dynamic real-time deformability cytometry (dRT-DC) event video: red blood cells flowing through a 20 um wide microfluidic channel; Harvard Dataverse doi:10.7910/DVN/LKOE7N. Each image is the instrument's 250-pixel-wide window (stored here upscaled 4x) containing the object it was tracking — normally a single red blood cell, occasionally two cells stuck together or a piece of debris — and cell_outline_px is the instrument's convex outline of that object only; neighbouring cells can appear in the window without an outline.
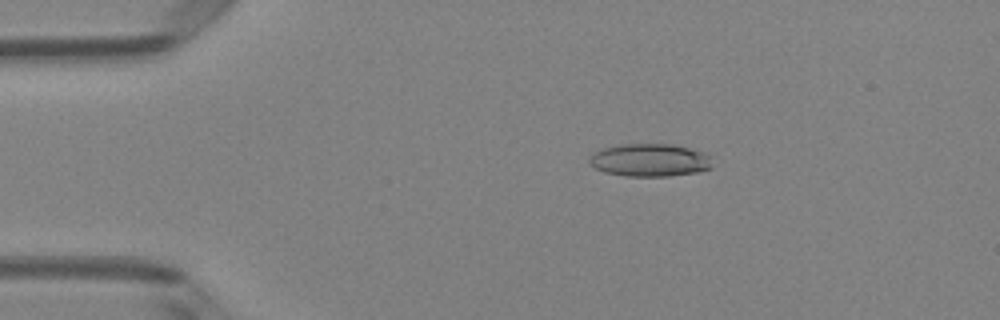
{"species": "Egyptian fruit bat (a non-hibernating species)", "species_latin": "Rousettus aegyptiacus", "temperature_condition": "room temperature", "stored_images_in_passage": 51, "camera_frame_rate_fps": 3000, "um_per_image_px": 0.085, "animal": {"sex": "female"}, "frame": {"image": 1, "passage_image": 10, "time_ms": 3.0, "image_size_px": [1000, 320], "cell_outline_px": [[712, 168], [700, 172], [668, 176], [624, 176], [604, 172], [588, 164], [588, 156], [592, 152], [600, 148], [620, 144], [672, 144], [688, 148], [700, 152], [708, 156]], "centroid_in_image_um": [55.14, 13.61], "position_along_channel_um": 29.9, "area_um2": 23.7}}
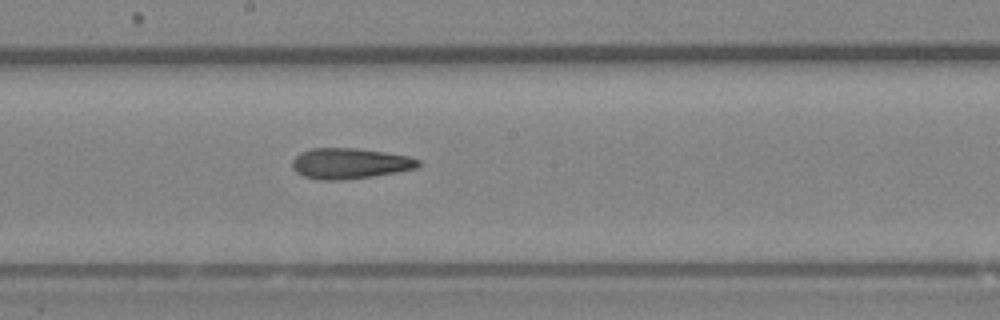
{"frame": {"image": 2, "passage_image": 28, "time_ms": 9.0, "image_size_px": [1000, 320], "cell_outline_px": [[420, 164], [416, 168], [396, 172], [372, 176], [344, 180], [320, 180], [304, 176], [296, 172], [292, 168], [292, 160], [300, 152], [312, 148], [356, 148], [384, 152], [408, 156], [420, 160]], "centroid_in_image_um": [29.7, 13.89], "position_along_channel_um": 218.5, "area_um2": 22.48}}
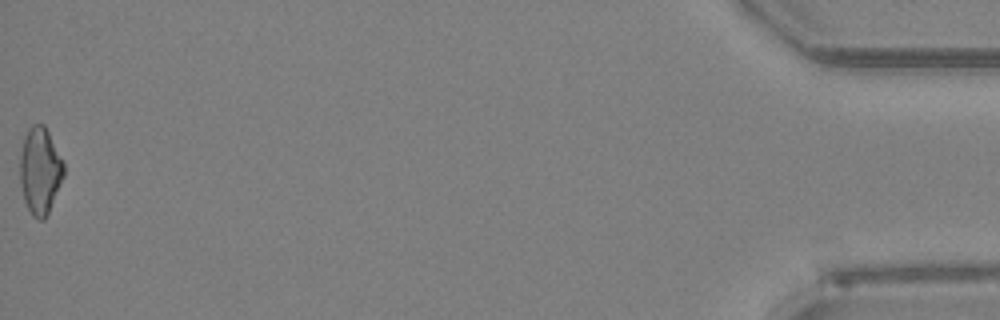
{"frame": {"image": 3, "passage_image": 51, "time_ms": 16.667, "image_size_px": [1000, 320], "cell_outline_px": [[64, 176], [48, 212], [44, 220], [40, 220], [32, 216], [24, 200], [20, 184], [20, 156], [24, 136], [28, 128], [32, 124], [44, 124], [64, 160]], "centroid_in_image_um": [3.41, 14.48], "position_along_channel_um": 431.8, "area_um2": 22.25}, "authors_computed_cell_mechanics": {"area_um2": 22.4264, "velocity_mm_per_s": 4.0705, "shape_relaxation_time_tau1_ms": null, "shape_relaxation_time_tau2_ms": 4.0181, "deformation_change_tau1": null, "deformation_change_tau2": 0.1355}}